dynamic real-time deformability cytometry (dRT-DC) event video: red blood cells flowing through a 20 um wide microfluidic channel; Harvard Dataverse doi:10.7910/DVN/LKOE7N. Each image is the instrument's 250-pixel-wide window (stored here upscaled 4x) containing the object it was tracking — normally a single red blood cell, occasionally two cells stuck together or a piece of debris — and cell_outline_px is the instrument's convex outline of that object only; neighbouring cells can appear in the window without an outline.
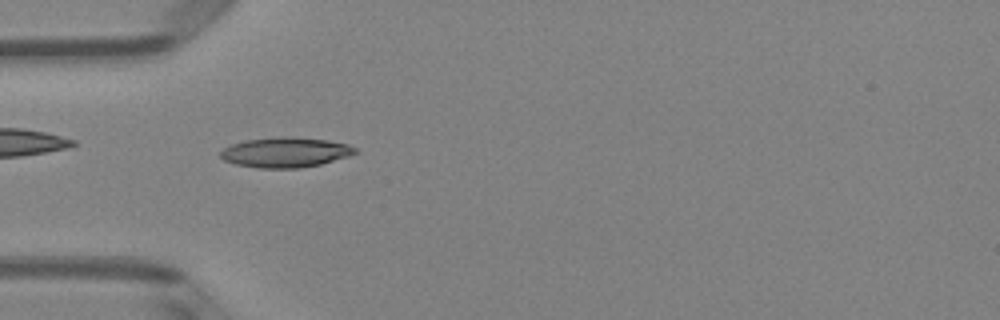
{"species": "Egyptian fruit bat (a non-hibernating species)", "species_latin": "Rousettus aegyptiacus", "temperature_condition": "room temperature", "stored_images_in_passage": 50, "camera_frame_rate_fps": 3000, "um_per_image_px": 0.085, "animal": {"sex": "female"}, "frame": {"image": 1, "passage_image": 15, "time_ms": 4.667, "image_size_px": [1000, 320], "cell_outline_px": [[360, 152], [348, 156], [320, 164], [300, 168], [260, 168], [236, 164], [224, 160], [220, 156], [220, 152], [224, 148], [232, 144], [244, 140], [292, 136], [328, 140], [348, 144], [356, 148]], "centroid_in_image_um": [24.29, 12.94], "position_along_channel_um": 60.7, "area_um2": 23.52}}
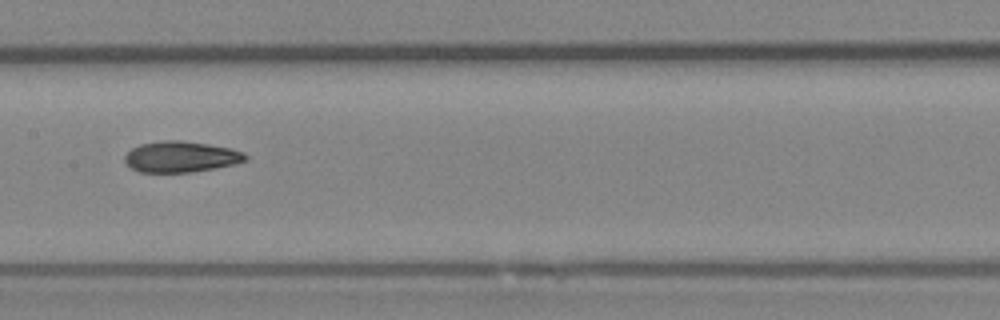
{"frame": {"image": 2, "passage_image": 25, "time_ms": 8.0, "image_size_px": [1000, 320], "cell_outline_px": [[248, 160], [236, 164], [216, 168], [192, 172], [140, 172], [132, 168], [124, 160], [124, 156], [132, 148], [140, 144], [164, 140], [180, 140], [208, 144], [232, 148], [244, 152], [248, 156]], "centroid_in_image_um": [15.42, 13.32], "position_along_channel_um": 192.0, "area_um2": 21.91}}
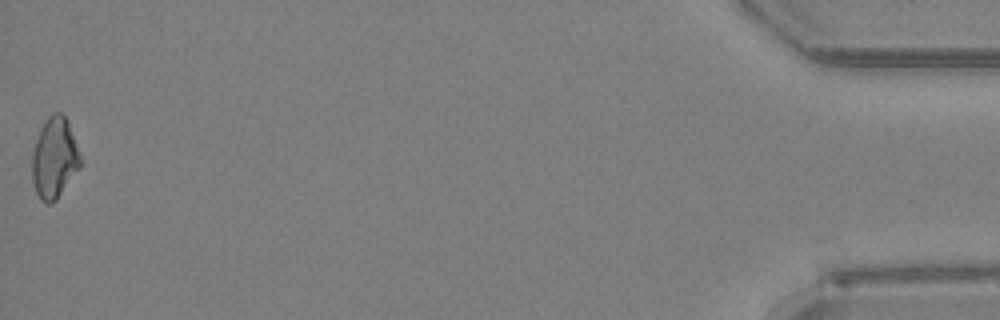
{"frame": {"image": 3, "passage_image": 50, "time_ms": 16.333, "image_size_px": [1000, 320], "cell_outline_px": [[80, 168], [56, 200], [48, 204], [40, 200], [36, 192], [32, 180], [32, 152], [40, 128], [48, 116], [56, 112], [60, 112], [64, 116], [68, 124], [80, 156]], "centroid_in_image_um": [4.6, 13.46], "position_along_channel_um": 430.6, "area_um2": 22.43}, "authors_computed_cell_mechanics": {"area_um2": 21.9929, "velocity_mm_per_s": 4.026, "shape_relaxation_time_tau1_ms": 7.2929, "shape_relaxation_time_tau2_ms": 3.002, "deformation_change_tau1": 0.1643, "deformation_change_tau2": 0.088}}